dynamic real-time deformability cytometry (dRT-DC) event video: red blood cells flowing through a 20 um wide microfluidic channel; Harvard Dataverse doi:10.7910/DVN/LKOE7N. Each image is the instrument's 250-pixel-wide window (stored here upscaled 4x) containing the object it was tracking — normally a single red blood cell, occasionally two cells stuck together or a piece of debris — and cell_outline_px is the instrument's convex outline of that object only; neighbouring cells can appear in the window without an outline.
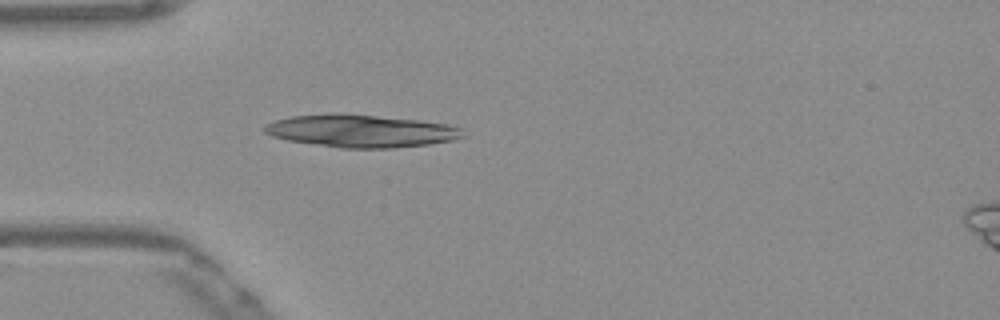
{"species": "Egyptian fruit bat (a non-hibernating species)", "species_latin": "Rousettus aegyptiacus", "temperature_condition": "warm", "stored_images_in_passage": 38, "camera_frame_rate_fps": 3000, "um_per_image_px": 0.085, "frame": {"image": 1, "passage_image": 1, "time_ms": 0.0, "image_size_px": [1000, 320], "cell_outline_px": [[464, 136], [452, 140], [428, 144], [392, 148], [340, 148], [288, 140], [272, 136], [264, 132], [264, 124], [276, 120], [292, 116], [376, 116], [420, 120], [448, 124], [460, 128]], "centroid_in_image_um": [30.72, 11.17], "position_along_channel_um": 54.3, "area_um2": 36.41}}